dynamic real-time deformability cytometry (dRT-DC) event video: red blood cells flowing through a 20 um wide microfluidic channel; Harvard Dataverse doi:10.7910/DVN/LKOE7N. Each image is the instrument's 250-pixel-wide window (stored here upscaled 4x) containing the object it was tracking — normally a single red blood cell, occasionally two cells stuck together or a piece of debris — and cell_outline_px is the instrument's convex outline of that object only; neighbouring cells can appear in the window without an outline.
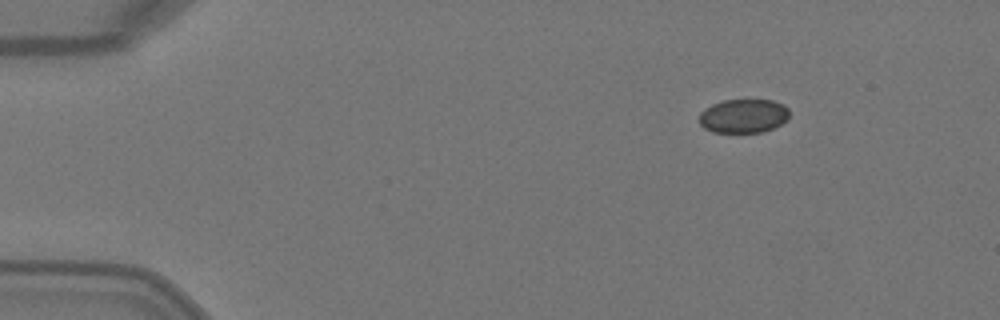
{"species": "Egyptian fruit bat (a non-hibernating species)", "species_latin": "Rousettus aegyptiacus", "temperature_condition": "warm", "stored_images_in_passage": 5, "camera_frame_rate_fps": 3000, "um_per_image_px": 0.085, "animal": {"sex": "female"}, "frame": {"image": 1, "passage_image": 5, "time_ms": 1.333, "image_size_px": [1000, 320], "cell_outline_px": [[788, 116], [780, 124], [772, 128], [760, 132], [712, 132], [704, 128], [700, 124], [700, 112], [704, 108], [712, 104], [724, 100], [772, 100], [784, 104], [788, 108]], "centroid_in_image_um": [63.16, 9.85], "position_along_channel_um": 21.8, "area_um2": 17.69}}